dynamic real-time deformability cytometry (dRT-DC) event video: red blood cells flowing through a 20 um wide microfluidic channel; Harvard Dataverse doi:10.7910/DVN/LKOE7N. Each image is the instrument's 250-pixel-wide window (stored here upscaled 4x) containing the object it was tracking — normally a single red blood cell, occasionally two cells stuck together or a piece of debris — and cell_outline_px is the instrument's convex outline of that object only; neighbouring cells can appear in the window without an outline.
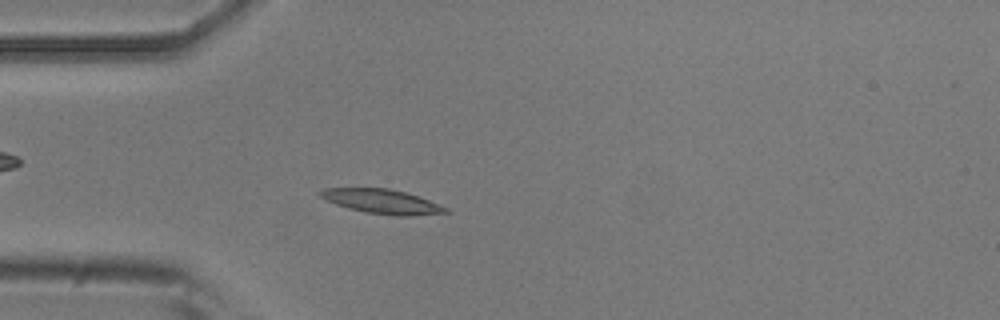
{"species": "common noctule bat (a hibernating species)", "species_latin": "Nyctalus noctula", "temperature_condition": "room temperature", "stored_images_in_passage": 39, "camera_frame_rate_fps": 3000, "um_per_image_px": 0.085, "animal": {"sex": "male", "body_mass_g": 20.5, "forearm_length_mm": 52.5}, "frame": {"image": 1, "passage_image": 12, "time_ms": 3.667, "image_size_px": [1000, 320], "cell_outline_px": [[452, 212], [412, 216], [396, 216], [364, 212], [348, 208], [336, 204], [320, 196], [316, 192], [324, 188], [388, 188], [404, 192], [428, 200], [448, 208]], "centroid_in_image_um": [32.47, 17.13], "position_along_channel_um": 52.5, "area_um2": 17.74}}
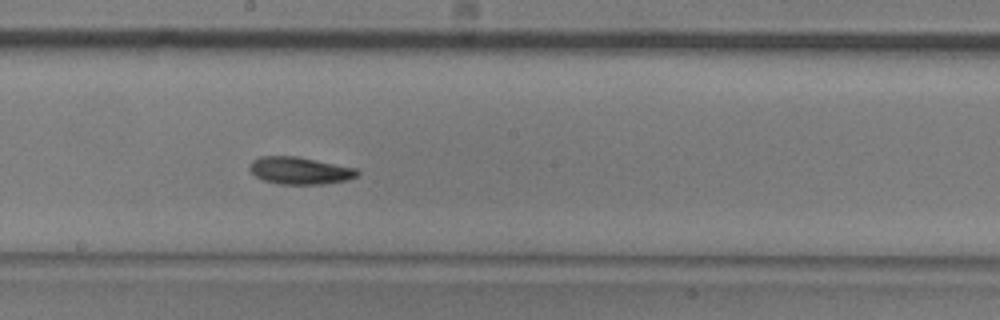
{"frame": {"image": 2, "passage_image": 26, "time_ms": 8.333, "image_size_px": [1000, 320], "cell_outline_px": [[360, 172], [356, 176], [348, 180], [324, 184], [280, 184], [264, 180], [256, 176], [248, 168], [248, 164], [252, 160], [260, 156], [296, 156], [356, 168]], "centroid_in_image_um": [25.47, 14.5], "position_along_channel_um": 222.7, "area_um2": 17.11}}
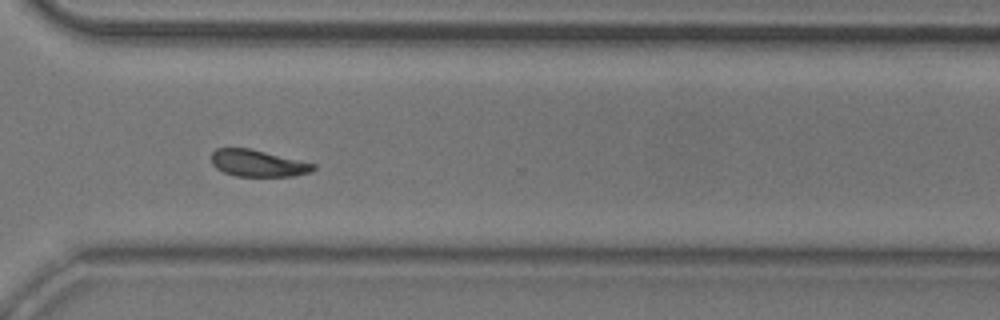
{"frame": {"image": 3, "passage_image": 36, "time_ms": 11.667, "image_size_px": [1000, 320], "cell_outline_px": [[316, 168], [312, 172], [292, 176], [236, 176], [224, 172], [216, 168], [212, 164], [212, 152], [216, 148], [252, 148], [316, 164]], "centroid_in_image_um": [21.94, 13.87], "position_along_channel_um": 348.7, "area_um2": 16.01}, "authors_computed_cell_mechanics": {"area_um2": 16.9932, "velocity_mm_per_s": 3.7918, "shape_relaxation_time_tau1_ms": 2.891, "shape_relaxation_time_tau2_ms": 4.9816, "deformation_change_tau1": 0.1363, "deformation_change_tau2": 0.1146}}